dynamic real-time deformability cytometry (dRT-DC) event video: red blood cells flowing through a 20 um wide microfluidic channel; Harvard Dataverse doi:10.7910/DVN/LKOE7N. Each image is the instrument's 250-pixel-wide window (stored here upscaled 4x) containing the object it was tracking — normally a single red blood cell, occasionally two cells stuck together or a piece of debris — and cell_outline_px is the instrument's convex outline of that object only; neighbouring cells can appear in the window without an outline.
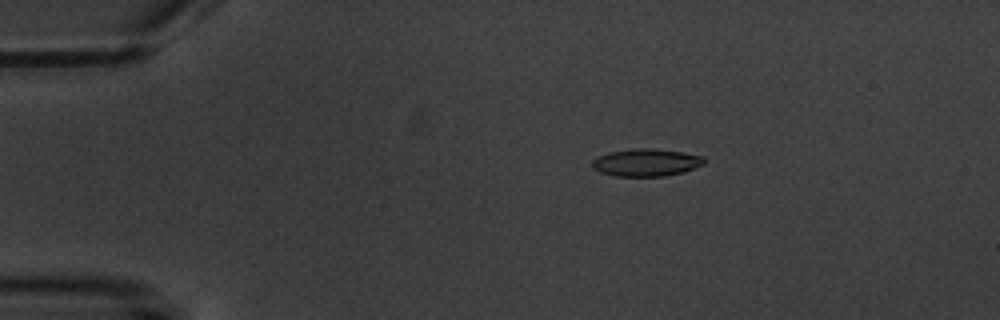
{"species": "common noctule bat (a hibernating species)", "species_latin": "Nyctalus noctula", "temperature_condition": "warm", "stored_images_in_passage": 5, "camera_frame_rate_fps": 3000, "um_per_image_px": 0.085, "animal": {"sex": "male", "body_mass_g": 20.1, "forearm_length_mm": 53.5}, "frame": {"image": 1, "passage_image": 3, "time_ms": 2.333, "image_size_px": [1000, 320], "cell_outline_px": [[704, 164], [684, 172], [664, 176], [616, 176], [600, 172], [592, 168], [592, 160], [596, 156], [608, 152], [636, 148], [648, 148], [680, 152], [704, 156]], "centroid_in_image_um": [54.89, 13.81], "position_along_channel_um": 30.1, "area_um2": 17.92}}